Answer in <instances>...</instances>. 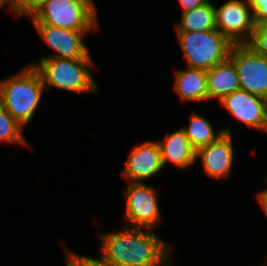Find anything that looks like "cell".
Wrapping results in <instances>:
<instances>
[{
  "label": "cell",
  "mask_w": 267,
  "mask_h": 266,
  "mask_svg": "<svg viewBox=\"0 0 267 266\" xmlns=\"http://www.w3.org/2000/svg\"><path fill=\"white\" fill-rule=\"evenodd\" d=\"M97 237L99 258L105 266H174L173 245L153 229L124 225L120 231L102 232Z\"/></svg>",
  "instance_id": "1"
},
{
  "label": "cell",
  "mask_w": 267,
  "mask_h": 266,
  "mask_svg": "<svg viewBox=\"0 0 267 266\" xmlns=\"http://www.w3.org/2000/svg\"><path fill=\"white\" fill-rule=\"evenodd\" d=\"M44 91L40 73L29 64L18 73L0 80V103L24 127L36 113Z\"/></svg>",
  "instance_id": "2"
},
{
  "label": "cell",
  "mask_w": 267,
  "mask_h": 266,
  "mask_svg": "<svg viewBox=\"0 0 267 266\" xmlns=\"http://www.w3.org/2000/svg\"><path fill=\"white\" fill-rule=\"evenodd\" d=\"M40 73L45 90L51 87L73 93H96L99 84L92 74L93 59L40 58L32 64ZM92 67V68H90Z\"/></svg>",
  "instance_id": "3"
},
{
  "label": "cell",
  "mask_w": 267,
  "mask_h": 266,
  "mask_svg": "<svg viewBox=\"0 0 267 266\" xmlns=\"http://www.w3.org/2000/svg\"><path fill=\"white\" fill-rule=\"evenodd\" d=\"M27 17L33 25L74 31H95L98 28L93 0H43Z\"/></svg>",
  "instance_id": "4"
},
{
  "label": "cell",
  "mask_w": 267,
  "mask_h": 266,
  "mask_svg": "<svg viewBox=\"0 0 267 266\" xmlns=\"http://www.w3.org/2000/svg\"><path fill=\"white\" fill-rule=\"evenodd\" d=\"M187 68L209 70L230 57L233 43L218 30L176 32Z\"/></svg>",
  "instance_id": "5"
},
{
  "label": "cell",
  "mask_w": 267,
  "mask_h": 266,
  "mask_svg": "<svg viewBox=\"0 0 267 266\" xmlns=\"http://www.w3.org/2000/svg\"><path fill=\"white\" fill-rule=\"evenodd\" d=\"M159 189L151 184L127 182L123 190L126 199L125 226L154 229L160 223Z\"/></svg>",
  "instance_id": "6"
},
{
  "label": "cell",
  "mask_w": 267,
  "mask_h": 266,
  "mask_svg": "<svg viewBox=\"0 0 267 266\" xmlns=\"http://www.w3.org/2000/svg\"><path fill=\"white\" fill-rule=\"evenodd\" d=\"M229 58L237 69L240 89L267 99V57L249 44H234Z\"/></svg>",
  "instance_id": "7"
},
{
  "label": "cell",
  "mask_w": 267,
  "mask_h": 266,
  "mask_svg": "<svg viewBox=\"0 0 267 266\" xmlns=\"http://www.w3.org/2000/svg\"><path fill=\"white\" fill-rule=\"evenodd\" d=\"M216 28L233 44H248L255 24L247 0H227L215 6Z\"/></svg>",
  "instance_id": "8"
},
{
  "label": "cell",
  "mask_w": 267,
  "mask_h": 266,
  "mask_svg": "<svg viewBox=\"0 0 267 266\" xmlns=\"http://www.w3.org/2000/svg\"><path fill=\"white\" fill-rule=\"evenodd\" d=\"M219 103L233 118L249 128L267 133V99L238 89Z\"/></svg>",
  "instance_id": "9"
},
{
  "label": "cell",
  "mask_w": 267,
  "mask_h": 266,
  "mask_svg": "<svg viewBox=\"0 0 267 266\" xmlns=\"http://www.w3.org/2000/svg\"><path fill=\"white\" fill-rule=\"evenodd\" d=\"M42 41L56 53L40 58L91 59L83 39L90 31H74L50 25H33Z\"/></svg>",
  "instance_id": "10"
},
{
  "label": "cell",
  "mask_w": 267,
  "mask_h": 266,
  "mask_svg": "<svg viewBox=\"0 0 267 266\" xmlns=\"http://www.w3.org/2000/svg\"><path fill=\"white\" fill-rule=\"evenodd\" d=\"M222 129V136L196 151V161L201 160L203 171L213 180L230 177L234 162L232 130L230 126Z\"/></svg>",
  "instance_id": "11"
},
{
  "label": "cell",
  "mask_w": 267,
  "mask_h": 266,
  "mask_svg": "<svg viewBox=\"0 0 267 266\" xmlns=\"http://www.w3.org/2000/svg\"><path fill=\"white\" fill-rule=\"evenodd\" d=\"M163 169L159 143L153 140L133 146L121 174L127 182L144 183Z\"/></svg>",
  "instance_id": "12"
},
{
  "label": "cell",
  "mask_w": 267,
  "mask_h": 266,
  "mask_svg": "<svg viewBox=\"0 0 267 266\" xmlns=\"http://www.w3.org/2000/svg\"><path fill=\"white\" fill-rule=\"evenodd\" d=\"M163 167L171 162L179 169L191 168L196 162V150L191 146L185 131L180 127L173 133L165 134L158 141Z\"/></svg>",
  "instance_id": "13"
},
{
  "label": "cell",
  "mask_w": 267,
  "mask_h": 266,
  "mask_svg": "<svg viewBox=\"0 0 267 266\" xmlns=\"http://www.w3.org/2000/svg\"><path fill=\"white\" fill-rule=\"evenodd\" d=\"M174 90L184 102L208 101L207 71L201 69H178L174 71Z\"/></svg>",
  "instance_id": "14"
},
{
  "label": "cell",
  "mask_w": 267,
  "mask_h": 266,
  "mask_svg": "<svg viewBox=\"0 0 267 266\" xmlns=\"http://www.w3.org/2000/svg\"><path fill=\"white\" fill-rule=\"evenodd\" d=\"M208 102L217 99L220 102L225 96L240 89V80L233 61L228 58L207 70Z\"/></svg>",
  "instance_id": "15"
},
{
  "label": "cell",
  "mask_w": 267,
  "mask_h": 266,
  "mask_svg": "<svg viewBox=\"0 0 267 266\" xmlns=\"http://www.w3.org/2000/svg\"><path fill=\"white\" fill-rule=\"evenodd\" d=\"M175 32L212 31L216 28L215 4L210 0L192 10L182 12L179 23L174 25Z\"/></svg>",
  "instance_id": "16"
},
{
  "label": "cell",
  "mask_w": 267,
  "mask_h": 266,
  "mask_svg": "<svg viewBox=\"0 0 267 266\" xmlns=\"http://www.w3.org/2000/svg\"><path fill=\"white\" fill-rule=\"evenodd\" d=\"M181 128L185 131L188 141L196 151L216 141L224 134L223 129L215 132L211 122L197 111L190 112L187 126Z\"/></svg>",
  "instance_id": "17"
},
{
  "label": "cell",
  "mask_w": 267,
  "mask_h": 266,
  "mask_svg": "<svg viewBox=\"0 0 267 266\" xmlns=\"http://www.w3.org/2000/svg\"><path fill=\"white\" fill-rule=\"evenodd\" d=\"M23 128L0 103V141L30 147L24 137Z\"/></svg>",
  "instance_id": "18"
},
{
  "label": "cell",
  "mask_w": 267,
  "mask_h": 266,
  "mask_svg": "<svg viewBox=\"0 0 267 266\" xmlns=\"http://www.w3.org/2000/svg\"><path fill=\"white\" fill-rule=\"evenodd\" d=\"M248 44L257 53L267 57V20L255 25L253 36Z\"/></svg>",
  "instance_id": "19"
},
{
  "label": "cell",
  "mask_w": 267,
  "mask_h": 266,
  "mask_svg": "<svg viewBox=\"0 0 267 266\" xmlns=\"http://www.w3.org/2000/svg\"><path fill=\"white\" fill-rule=\"evenodd\" d=\"M43 0H4L16 17L28 16Z\"/></svg>",
  "instance_id": "20"
},
{
  "label": "cell",
  "mask_w": 267,
  "mask_h": 266,
  "mask_svg": "<svg viewBox=\"0 0 267 266\" xmlns=\"http://www.w3.org/2000/svg\"><path fill=\"white\" fill-rule=\"evenodd\" d=\"M66 254V264L65 266H105V264L100 260V258H93L89 256L80 255L70 251L67 247L64 248Z\"/></svg>",
  "instance_id": "21"
},
{
  "label": "cell",
  "mask_w": 267,
  "mask_h": 266,
  "mask_svg": "<svg viewBox=\"0 0 267 266\" xmlns=\"http://www.w3.org/2000/svg\"><path fill=\"white\" fill-rule=\"evenodd\" d=\"M253 14L254 24L267 20V0H247Z\"/></svg>",
  "instance_id": "22"
},
{
  "label": "cell",
  "mask_w": 267,
  "mask_h": 266,
  "mask_svg": "<svg viewBox=\"0 0 267 266\" xmlns=\"http://www.w3.org/2000/svg\"><path fill=\"white\" fill-rule=\"evenodd\" d=\"M178 1L182 7L183 12H185L205 4L209 0H178Z\"/></svg>",
  "instance_id": "23"
},
{
  "label": "cell",
  "mask_w": 267,
  "mask_h": 266,
  "mask_svg": "<svg viewBox=\"0 0 267 266\" xmlns=\"http://www.w3.org/2000/svg\"><path fill=\"white\" fill-rule=\"evenodd\" d=\"M257 197L258 203L261 205L265 218L267 219V188L262 191H258Z\"/></svg>",
  "instance_id": "24"
},
{
  "label": "cell",
  "mask_w": 267,
  "mask_h": 266,
  "mask_svg": "<svg viewBox=\"0 0 267 266\" xmlns=\"http://www.w3.org/2000/svg\"><path fill=\"white\" fill-rule=\"evenodd\" d=\"M5 7L4 0H0V10H2Z\"/></svg>",
  "instance_id": "25"
}]
</instances>
